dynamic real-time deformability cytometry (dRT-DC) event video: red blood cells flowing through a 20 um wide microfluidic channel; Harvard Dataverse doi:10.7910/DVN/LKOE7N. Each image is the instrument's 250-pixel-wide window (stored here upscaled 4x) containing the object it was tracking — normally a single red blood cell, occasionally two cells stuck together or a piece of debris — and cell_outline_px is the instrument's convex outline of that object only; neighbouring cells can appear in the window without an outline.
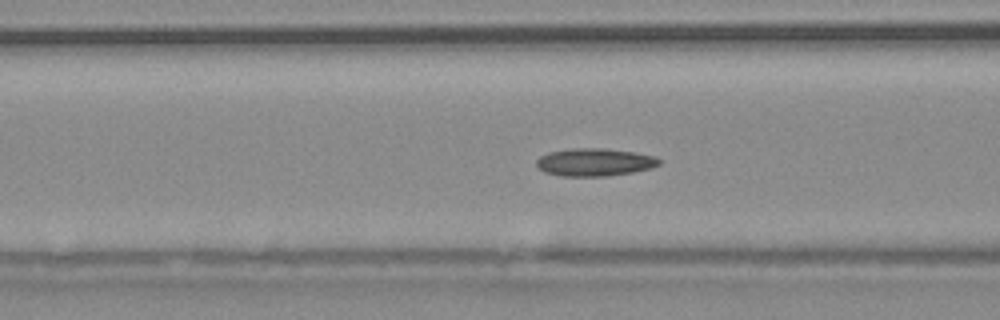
{"species": "common noctule bat (a hibernating species)", "species_latin": "Nyctalus noctula", "temperature_condition": "warm", "stored_images_in_passage": 33, "camera_frame_rate_fps": 3000, "um_per_image_px": 0.085, "animal": {"sex": "male", "body_mass_g": 20.4}, "frame": {"image": 1, "passage_image": 6, "time_ms": 1.667, "image_size_px": [1000, 320], "cell_outline_px": [[660, 164], [652, 168], [632, 172], [608, 176], [560, 176], [544, 172], [536, 168], [536, 160], [540, 156], [548, 152], [572, 148], [604, 148], [632, 152], [656, 156], [660, 160]], "centroid_in_image_um": [50.51, 13.79], "position_along_channel_um": 116.1, "area_um2": 20.0}}